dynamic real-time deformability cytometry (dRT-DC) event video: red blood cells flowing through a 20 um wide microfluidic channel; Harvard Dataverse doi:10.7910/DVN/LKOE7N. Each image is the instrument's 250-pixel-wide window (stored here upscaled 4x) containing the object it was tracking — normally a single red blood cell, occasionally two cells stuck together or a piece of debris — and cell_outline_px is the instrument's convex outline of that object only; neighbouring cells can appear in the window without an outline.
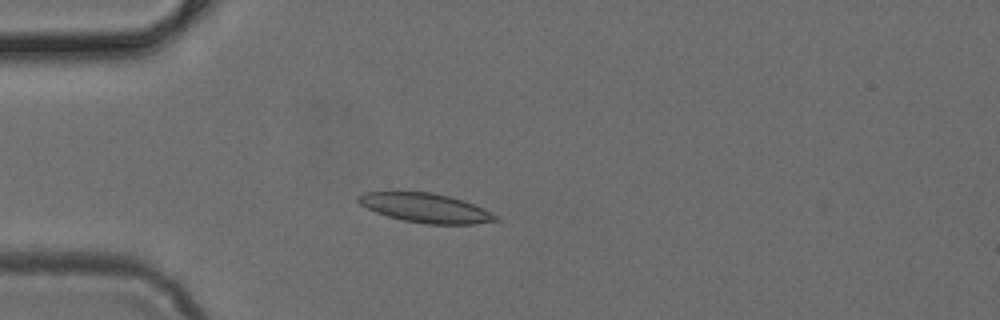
{"species": "common noctule bat (a hibernating species)", "species_latin": "Nyctalus noctula", "temperature_condition": "cold", "stored_images_in_passage": 3, "camera_frame_rate_fps": 3000, "um_per_image_px": 0.085, "animal": {"sex": "female", "body_mass_g": 24.6, "forearm_length_mm": 56.2}, "frame": {"image": 1, "passage_image": 3, "time_ms": 0.667, "image_size_px": [1000, 320], "cell_outline_px": [[500, 220], [476, 224], [428, 224], [404, 220], [388, 216], [376, 212], [360, 204], [356, 200], [356, 196], [364, 192], [388, 188], [432, 192], [464, 200], [484, 208], [500, 216]], "centroid_in_image_um": [36.12, 17.61], "position_along_channel_um": 48.9, "area_um2": 24.45}}